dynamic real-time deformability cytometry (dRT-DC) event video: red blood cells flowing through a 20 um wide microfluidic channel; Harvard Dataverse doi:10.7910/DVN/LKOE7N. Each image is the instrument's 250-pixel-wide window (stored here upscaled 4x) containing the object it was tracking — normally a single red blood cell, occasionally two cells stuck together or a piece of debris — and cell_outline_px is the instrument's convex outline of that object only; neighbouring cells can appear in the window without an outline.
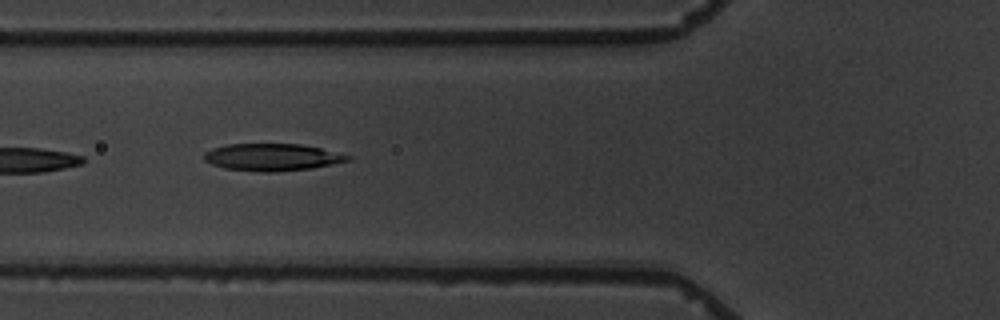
{"species": "common noctule bat (a hibernating species)", "species_latin": "Nyctalus noctula", "temperature_condition": "warm", "stored_images_in_passage": 6, "camera_frame_rate_fps": 3000, "um_per_image_px": 0.085, "animal": {"sex": "male", "body_mass_g": 19.5, "forearm_length_mm": 54.6}, "frame": {"image": 1, "passage_image": 6, "time_ms": 6.0, "image_size_px": [1000, 320], "cell_outline_px": [[352, 160], [312, 168], [272, 172], [260, 172], [224, 168], [212, 164], [204, 160], [204, 152], [212, 148], [228, 144], [300, 144], [320, 148], [352, 156]], "centroid_in_image_um": [23.13, 13.36], "position_along_channel_um": 102.7, "area_um2": 22.72}}